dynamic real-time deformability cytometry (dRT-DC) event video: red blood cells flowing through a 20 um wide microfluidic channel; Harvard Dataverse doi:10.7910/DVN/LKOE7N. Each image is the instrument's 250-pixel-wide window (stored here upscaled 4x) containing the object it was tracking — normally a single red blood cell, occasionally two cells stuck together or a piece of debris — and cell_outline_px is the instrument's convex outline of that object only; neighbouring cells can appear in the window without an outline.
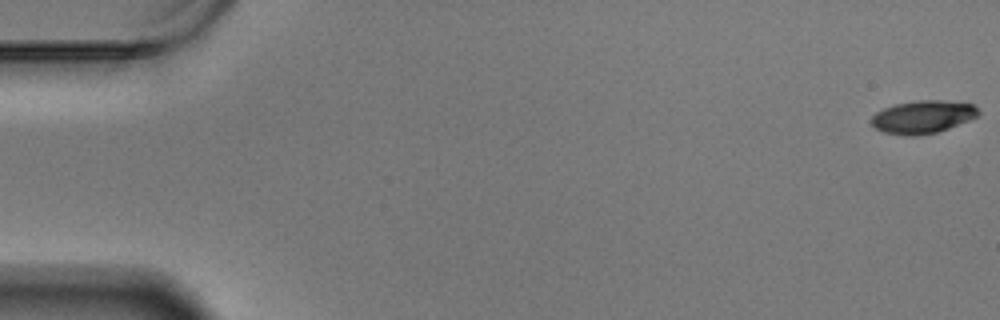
{"species": "Egyptian fruit bat (a non-hibernating species)", "species_latin": "Rousettus aegyptiacus", "temperature_condition": "warm", "stored_images_in_passage": 4, "camera_frame_rate_fps": 3000, "um_per_image_px": 0.085, "animal": {"sex": "male"}, "frame": {"image": 1, "passage_image": 1, "time_ms": 0.0, "image_size_px": [1000, 320], "cell_outline_px": [[980, 112], [976, 116], [968, 120], [936, 132], [912, 136], [908, 136], [884, 132], [876, 128], [872, 124], [872, 116], [876, 112], [884, 108], [896, 104], [920, 100], [940, 100], [972, 104]], "centroid_in_image_um": [78.41, 9.93], "position_along_channel_um": 6.6, "area_um2": 20.0}}